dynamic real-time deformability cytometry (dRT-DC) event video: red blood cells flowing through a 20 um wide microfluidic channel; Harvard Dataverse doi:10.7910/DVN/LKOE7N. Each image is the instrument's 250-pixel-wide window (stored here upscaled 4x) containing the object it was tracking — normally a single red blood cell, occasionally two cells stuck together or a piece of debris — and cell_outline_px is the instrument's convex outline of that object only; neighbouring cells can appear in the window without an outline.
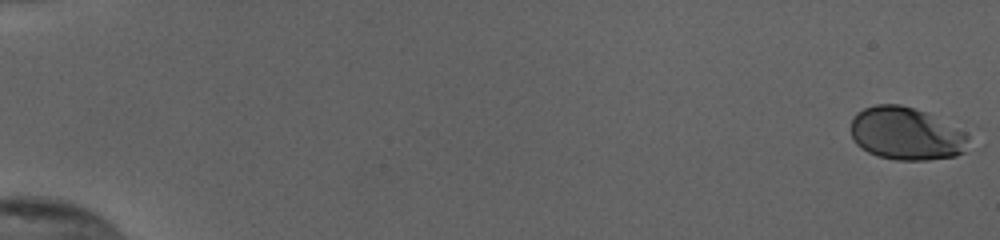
{"species": "human", "species_latin": "Homo sapiens", "temperature_condition": "cold", "stored_images_in_passage": 55, "camera_frame_rate_fps": 3000, "um_per_image_px": 0.085, "donor": {"sex": "female"}, "frame": {"image": 1, "passage_image": 1, "time_ms": 0.0, "image_size_px": [1000, 240], "cell_outline_px": [[968, 136], [964, 152], [956, 156], [928, 160], [896, 160], [876, 156], [860, 148], [856, 144], [852, 136], [852, 116], [856, 112], [864, 108], [876, 104], [900, 104], [924, 112], [964, 132]], "centroid_in_image_um": [76.96, 11.38], "position_along_channel_um": 8.0, "area_um2": 35.95}}
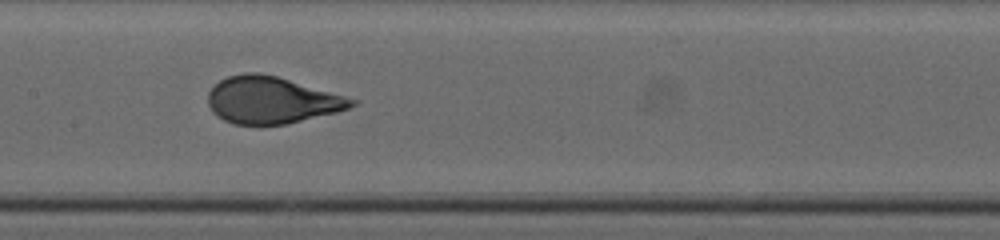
{"frame": {"image": 2, "passage_image": 30, "time_ms": 9.667, "image_size_px": [1000, 240], "cell_outline_px": [[360, 100], [356, 104], [348, 108], [336, 112], [284, 124], [236, 124], [224, 120], [212, 112], [208, 104], [208, 92], [220, 80], [228, 76], [244, 72], [256, 72], [276, 76]], "centroid_in_image_um": [23.08, 8.5], "position_along_channel_um": 184.3, "area_um2": 38.84}}
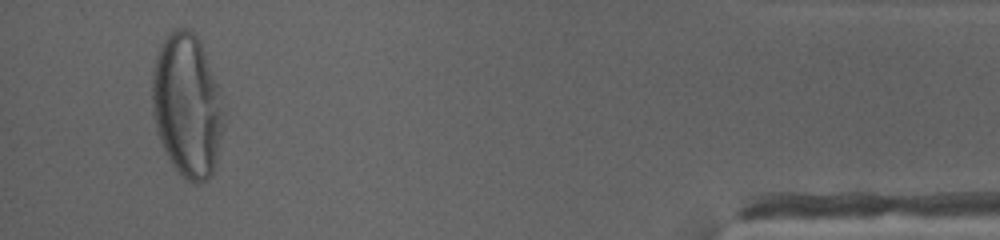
{"frame": {"image": 3, "passage_image": 53, "time_ms": 17.333, "image_size_px": [1000, 240], "cell_outline_px": [[224, 124], [212, 172], [208, 180], [196, 184], [188, 180], [172, 164], [160, 140], [156, 128], [152, 112], [152, 72], [156, 56], [160, 44], [168, 32], [172, 28], [188, 28], [196, 36], [204, 52], [216, 80], [224, 112]], "centroid_in_image_um": [15.88, 8.93], "position_along_channel_um": 419.3, "area_um2": 59.36}, "authors_computed_cell_mechanics": {"area_um2": 39.1884, "velocity_mm_per_s": 3.8362, "shape_relaxation_time_tau1_ms": 2.9456, "shape_relaxation_time_tau2_ms": null, "deformation_change_tau1": 0.1866, "deformation_change_tau2": null}}